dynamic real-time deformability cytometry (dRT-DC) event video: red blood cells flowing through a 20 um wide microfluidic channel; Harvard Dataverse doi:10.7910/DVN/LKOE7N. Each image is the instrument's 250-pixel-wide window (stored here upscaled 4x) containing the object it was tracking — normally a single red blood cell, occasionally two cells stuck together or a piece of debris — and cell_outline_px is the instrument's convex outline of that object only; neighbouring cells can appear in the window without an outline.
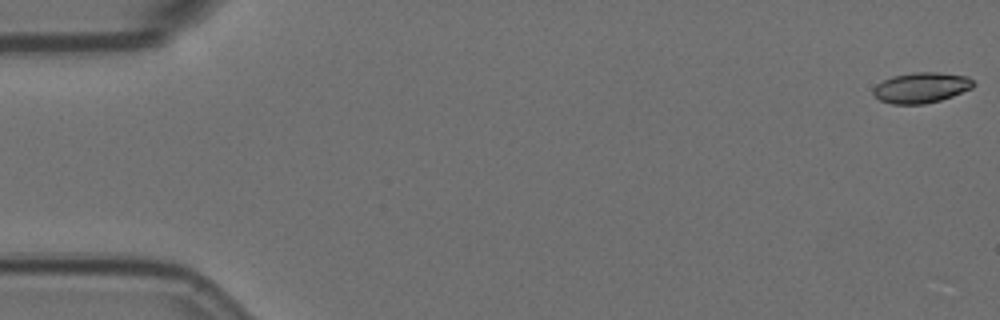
{"species": "Egyptian fruit bat (a non-hibernating species)", "species_latin": "Rousettus aegyptiacus", "temperature_condition": "room temperature", "stored_images_in_passage": 15, "camera_frame_rate_fps": 3000, "um_per_image_px": 0.085, "animal": {"sex": "female"}, "frame": {"image": 1, "passage_image": 1, "time_ms": 0.0, "image_size_px": [1000, 320], "cell_outline_px": [[976, 84], [972, 88], [952, 96], [940, 100], [924, 104], [892, 104], [880, 100], [872, 92], [872, 88], [876, 84], [892, 76], [916, 72], [936, 72], [968, 76]], "centroid_in_image_um": [78.3, 7.45], "position_along_channel_um": 6.7, "area_um2": 17.8}}
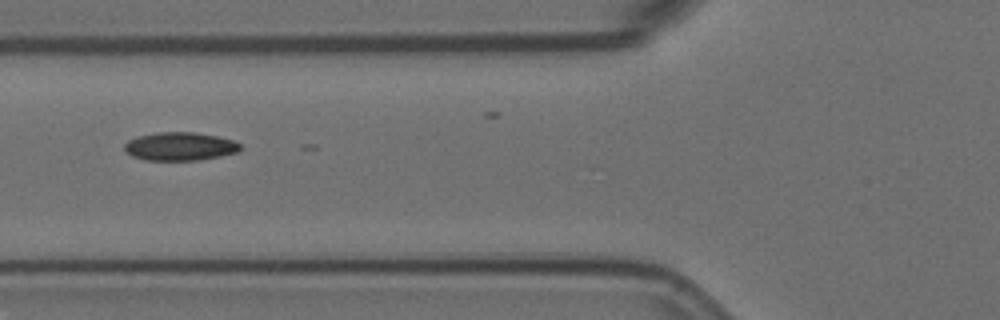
{"frame": {"image": 2, "passage_image": 6, "time_ms": 1.667, "image_size_px": [1000, 320], "cell_outline_px": [[240, 152], [220, 156], [196, 160], [144, 160], [132, 156], [124, 148], [124, 144], [128, 140], [136, 136], [156, 132], [192, 132], [216, 136], [232, 140], [240, 144]], "centroid_in_image_um": [15.27, 12.44], "position_along_channel_um": 110.5, "area_um2": 19.07}}
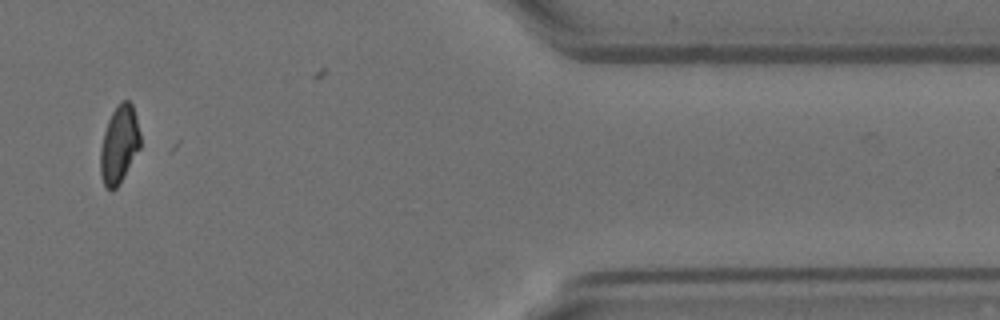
{"frame": {"image": 3, "passage_image": 14, "time_ms": 4.333, "image_size_px": [1000, 320], "cell_outline_px": [[140, 148], [120, 184], [112, 192], [104, 184], [100, 172], [100, 148], [104, 132], [108, 120], [112, 112], [124, 100], [128, 100], [132, 104], [140, 132]], "centroid_in_image_um": [10.13, 12.32], "position_along_channel_um": 401.3, "area_um2": 17.98}}